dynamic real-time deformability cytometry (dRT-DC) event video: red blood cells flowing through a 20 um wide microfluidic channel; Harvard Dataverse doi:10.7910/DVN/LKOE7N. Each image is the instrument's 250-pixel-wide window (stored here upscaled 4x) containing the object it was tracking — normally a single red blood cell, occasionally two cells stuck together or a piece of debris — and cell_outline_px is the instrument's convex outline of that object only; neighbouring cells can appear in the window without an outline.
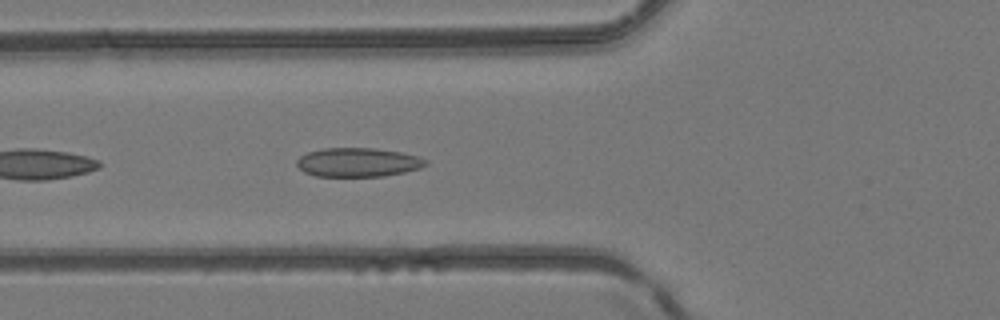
{"species": "common noctule bat (a hibernating species)", "species_latin": "Nyctalus noctula", "temperature_condition": "room temperature", "stored_images_in_passage": 21, "camera_frame_rate_fps": 3000, "um_per_image_px": 0.085, "animal": {"sex": "female", "body_mass_g": 24.6, "forearm_length_mm": 56.2}, "frame": {"image": 1, "passage_image": 18, "time_ms": 5.667, "image_size_px": [1000, 320], "cell_outline_px": [[428, 164], [420, 168], [404, 172], [384, 176], [316, 176], [304, 172], [296, 164], [296, 160], [300, 156], [308, 152], [324, 148], [376, 148], [400, 152], [420, 156], [428, 160]], "centroid_in_image_um": [30.45, 13.79], "position_along_channel_um": 95.3, "area_um2": 21.85}}